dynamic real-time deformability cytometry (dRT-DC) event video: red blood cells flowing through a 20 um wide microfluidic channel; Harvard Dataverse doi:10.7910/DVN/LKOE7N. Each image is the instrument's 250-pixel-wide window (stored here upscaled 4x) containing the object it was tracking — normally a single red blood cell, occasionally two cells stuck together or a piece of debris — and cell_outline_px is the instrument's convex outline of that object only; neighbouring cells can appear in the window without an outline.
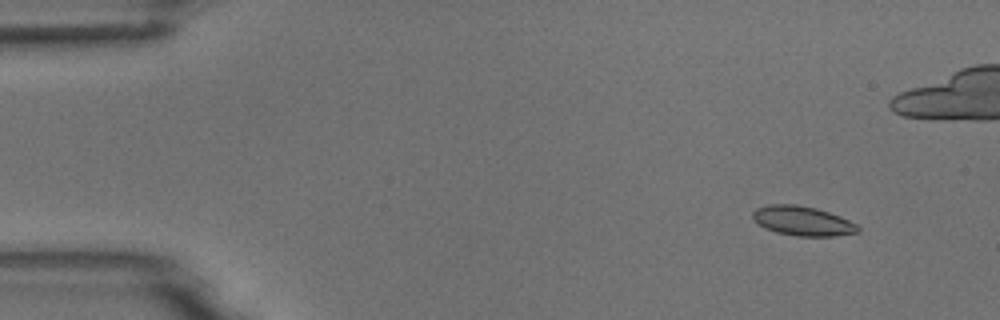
{"species": "common noctule bat (a hibernating species)", "species_latin": "Nyctalus noctula", "temperature_condition": "room temperature", "stored_images_in_passage": 6, "camera_frame_rate_fps": 3000, "um_per_image_px": 0.085, "animal": {"sex": "male", "body_mass_g": 18.8}, "frame": {"image": 1, "passage_image": 1, "time_ms": 0.0, "image_size_px": [1000, 320], "cell_outline_px": [[860, 232], [836, 236], [796, 236], [776, 232], [764, 228], [752, 216], [752, 212], [756, 208], [768, 204], [796, 204], [816, 208], [840, 216], [856, 224], [860, 228]], "centroid_in_image_um": [68.23, 18.78], "position_along_channel_um": 16.8, "area_um2": 18.09}}